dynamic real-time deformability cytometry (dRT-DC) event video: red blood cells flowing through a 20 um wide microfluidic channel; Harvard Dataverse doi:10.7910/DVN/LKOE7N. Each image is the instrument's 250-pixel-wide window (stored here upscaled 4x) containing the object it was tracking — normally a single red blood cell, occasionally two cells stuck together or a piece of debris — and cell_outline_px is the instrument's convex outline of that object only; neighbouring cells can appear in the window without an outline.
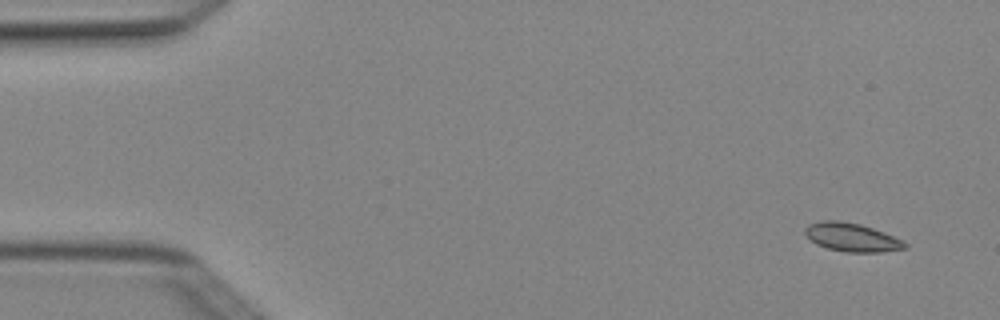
{"species": "Egyptian fruit bat (a non-hibernating species)", "species_latin": "Rousettus aegyptiacus", "temperature_condition": "cold", "stored_images_in_passage": 4, "camera_frame_rate_fps": 3000, "um_per_image_px": 0.085, "animal": {"sex": "female"}, "frame": {"image": 1, "passage_image": 1, "time_ms": 0.0, "image_size_px": [1000, 320], "cell_outline_px": [[908, 248], [880, 252], [844, 252], [828, 248], [816, 244], [804, 232], [804, 228], [808, 224], [820, 220], [840, 220], [860, 224], [884, 232], [904, 240], [908, 244]], "centroid_in_image_um": [72.42, 20.16], "position_along_channel_um": 12.6, "area_um2": 16.7}}
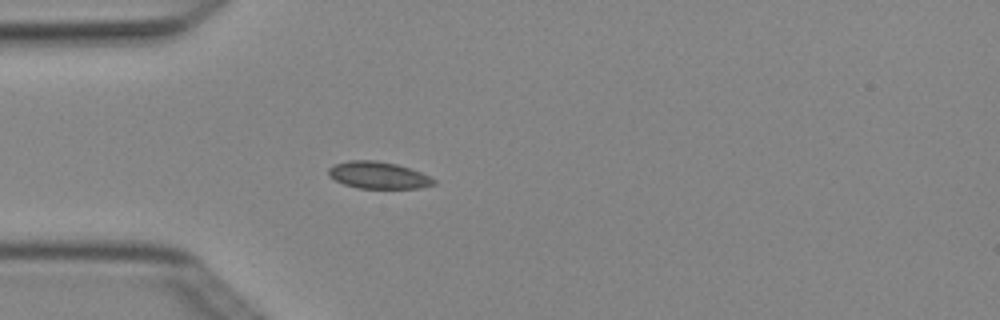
{"frame": {"image": 2, "passage_image": 4, "time_ms": 1.0, "image_size_px": [1000, 320], "cell_outline_px": [[436, 184], [420, 188], [360, 188], [344, 184], [328, 176], [328, 168], [336, 164], [348, 160], [376, 160], [396, 164], [420, 172], [436, 180]], "centroid_in_image_um": [32.15, 14.89], "position_along_channel_um": 52.9, "area_um2": 16.42}}